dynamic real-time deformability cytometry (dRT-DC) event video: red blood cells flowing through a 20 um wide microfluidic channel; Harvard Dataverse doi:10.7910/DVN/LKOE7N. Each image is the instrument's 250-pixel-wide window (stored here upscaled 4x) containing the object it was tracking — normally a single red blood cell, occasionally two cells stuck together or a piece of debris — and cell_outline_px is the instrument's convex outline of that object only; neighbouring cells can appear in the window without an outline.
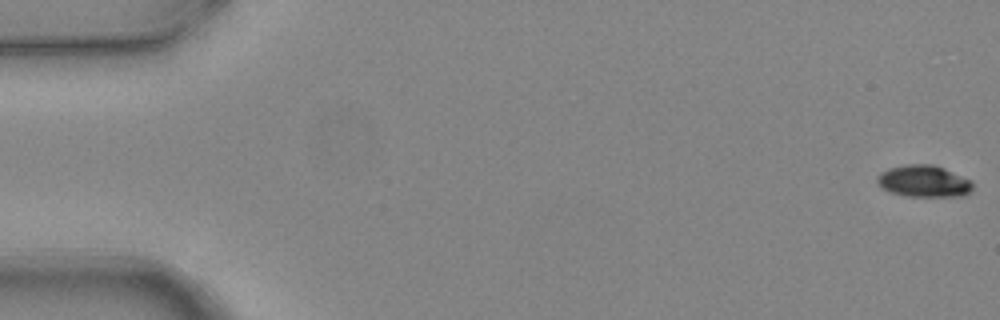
{"species": "common noctule bat (a hibernating species)", "species_latin": "Nyctalus noctula", "temperature_condition": "warm", "stored_images_in_passage": 5, "camera_frame_rate_fps": 3000, "um_per_image_px": 0.085, "animal": {"sex": "female", "body_mass_g": 24.6, "forearm_length_mm": 56.2}, "frame": {"image": 1, "passage_image": 1, "time_ms": 0.0, "image_size_px": [1000, 320], "cell_outline_px": [[972, 188], [964, 196], [904, 196], [888, 192], [880, 188], [876, 184], [876, 176], [880, 172], [888, 168], [904, 164], [932, 164], [944, 168], [972, 180]], "centroid_in_image_um": [78.45, 15.4], "position_along_channel_um": 6.5, "area_um2": 18.03}}